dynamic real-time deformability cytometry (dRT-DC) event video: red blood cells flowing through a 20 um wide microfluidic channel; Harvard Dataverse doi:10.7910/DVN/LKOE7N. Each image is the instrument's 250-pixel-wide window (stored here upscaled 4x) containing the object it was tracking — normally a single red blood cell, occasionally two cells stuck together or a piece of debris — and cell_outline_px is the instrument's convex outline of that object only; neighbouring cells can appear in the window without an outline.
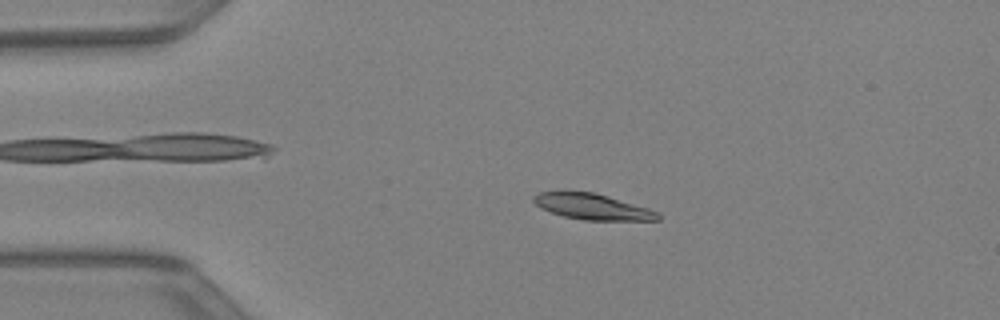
{"species": "Egyptian fruit bat (a non-hibernating species)", "species_latin": "Rousettus aegyptiacus", "temperature_condition": "warm", "stored_images_in_passage": 35, "camera_frame_rate_fps": 3000, "um_per_image_px": 0.085, "animal": {"sex": "female"}, "frame": {"image": 1, "passage_image": 1, "time_ms": 0.0, "image_size_px": [1000, 320], "cell_outline_px": [[660, 220], [584, 220], [564, 216], [540, 208], [532, 200], [532, 196], [540, 192], [564, 188], [596, 192], [648, 208], [660, 212]], "centroid_in_image_um": [50.29, 17.51], "position_along_channel_um": 34.7, "area_um2": 19.42}}
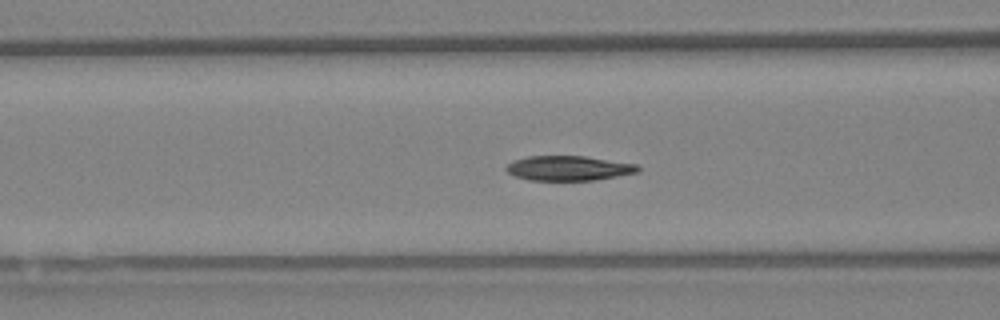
{"frame": {"image": 2, "passage_image": 9, "time_ms": 2.667, "image_size_px": [1000, 320], "cell_outline_px": [[640, 172], [596, 180], [528, 180], [516, 176], [508, 172], [504, 168], [512, 160], [528, 156], [584, 156], [636, 164], [640, 168]], "centroid_in_image_um": [48.33, 14.29], "position_along_channel_um": 118.3, "area_um2": 19.02}}
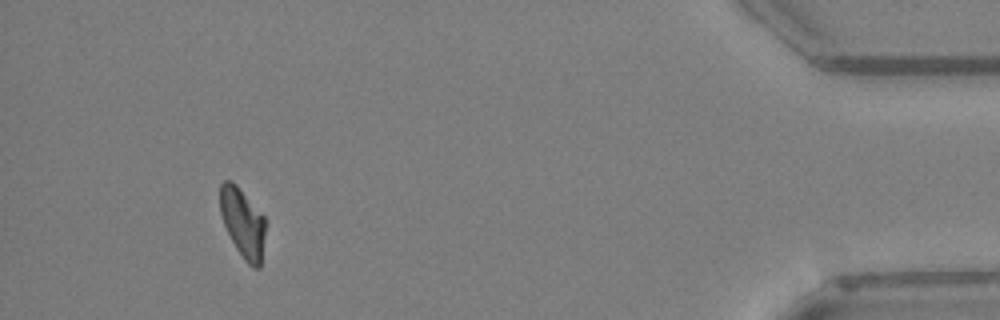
{"frame": {"image": 3, "passage_image": 32, "time_ms": 10.333, "image_size_px": [1000, 320], "cell_outline_px": [[264, 232], [260, 268], [252, 268], [244, 260], [236, 248], [224, 224], [220, 212], [220, 184], [224, 180], [232, 180], [236, 184], [264, 216]], "centroid_in_image_um": [20.61, 18.92], "position_along_channel_um": 414.6, "area_um2": 18.03}}